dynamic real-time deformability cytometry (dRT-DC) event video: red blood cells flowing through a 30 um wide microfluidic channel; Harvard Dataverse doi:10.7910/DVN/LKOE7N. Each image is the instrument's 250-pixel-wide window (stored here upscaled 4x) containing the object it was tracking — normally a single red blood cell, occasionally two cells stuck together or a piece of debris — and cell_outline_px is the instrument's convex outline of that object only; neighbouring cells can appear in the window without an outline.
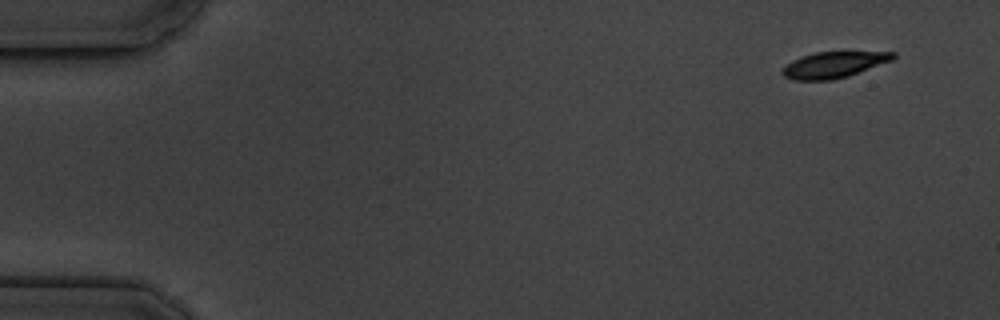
{"species": "common noctule bat (a hibernating species)", "species_latin": "Nyctalus noctula", "temperature_condition": "cold", "stored_images_in_passage": 5, "camera_frame_rate_fps": 3000, "um_per_image_px": 0.085, "animal": {"sex": "male", "body_mass_g": 19.5, "forearm_length_mm": 54.6}, "frame": {"image": 1, "passage_image": 1, "time_ms": 0.0, "image_size_px": [1000, 320], "cell_outline_px": [[896, 56], [892, 60], [848, 76], [832, 80], [796, 80], [784, 76], [780, 72], [792, 60], [800, 56], [816, 52], [896, 52]], "centroid_in_image_um": [70.86, 5.5], "position_along_channel_um": 14.1, "area_um2": 16.65}}
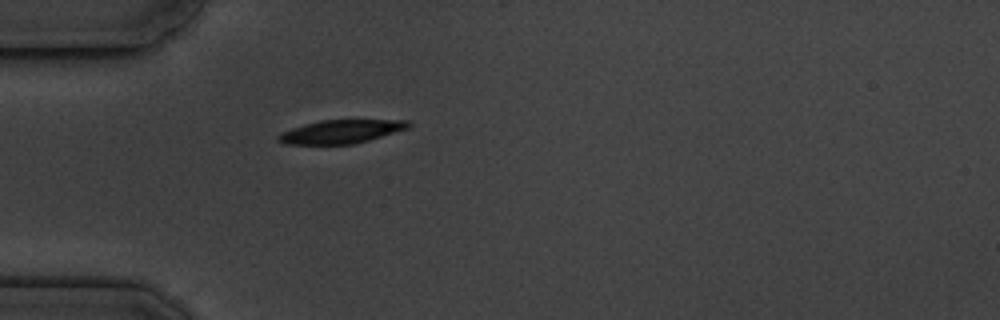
{"frame": {"image": 2, "passage_image": 5, "time_ms": 4.333, "image_size_px": [1000, 320], "cell_outline_px": [[412, 124], [408, 128], [368, 140], [352, 144], [284, 144], [276, 140], [276, 136], [280, 132], [304, 124], [320, 120], [408, 120]], "centroid_in_image_um": [28.93, 11.18], "position_along_channel_um": 56.1, "area_um2": 17.74}}